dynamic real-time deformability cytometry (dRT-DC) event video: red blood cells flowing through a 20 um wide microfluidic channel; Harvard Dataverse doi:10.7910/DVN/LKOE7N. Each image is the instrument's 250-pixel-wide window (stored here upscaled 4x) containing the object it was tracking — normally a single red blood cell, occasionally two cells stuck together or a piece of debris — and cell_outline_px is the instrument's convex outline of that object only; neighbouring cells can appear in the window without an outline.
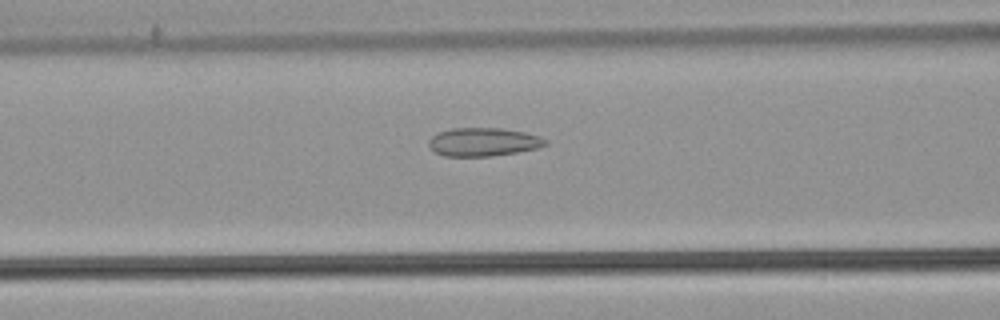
{"species": "common noctule bat (a hibernating species)", "species_latin": "Nyctalus noctula", "temperature_condition": "warm", "stored_images_in_passage": 40, "camera_frame_rate_fps": 3000, "um_per_image_px": 0.085, "animal": {"sex": "male", "body_mass_g": 21.5, "forearm_length_mm": 52.0}, "frame": {"image": 1, "passage_image": 13, "time_ms": 4.0, "image_size_px": [1000, 320], "cell_outline_px": [[548, 144], [536, 148], [516, 152], [488, 156], [444, 156], [436, 152], [428, 144], [428, 140], [432, 136], [440, 132], [452, 128], [500, 128], [524, 132], [548, 140]], "centroid_in_image_um": [41.06, 12.06], "position_along_channel_um": 125.5, "area_um2": 19.02}}
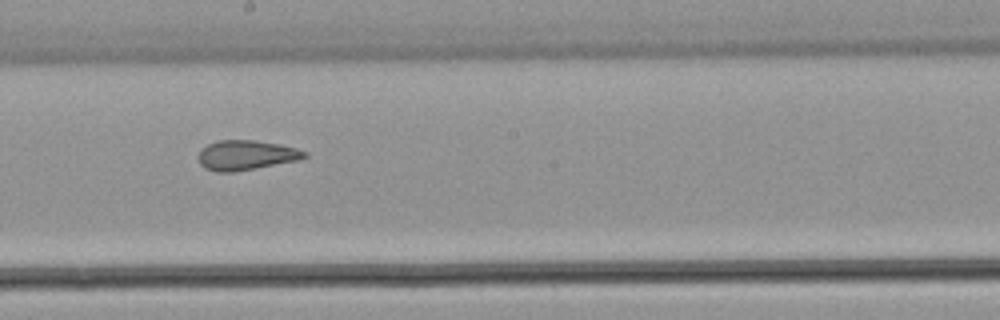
{"frame": {"image": 2, "passage_image": 21, "time_ms": 6.667, "image_size_px": [1000, 320], "cell_outline_px": [[308, 156], [296, 160], [236, 172], [216, 172], [204, 168], [200, 164], [196, 156], [208, 144], [216, 140], [252, 140], [280, 144], [296, 148], [308, 152]], "centroid_in_image_um": [20.89, 13.19], "position_along_channel_um": 227.3, "area_um2": 18.44}}
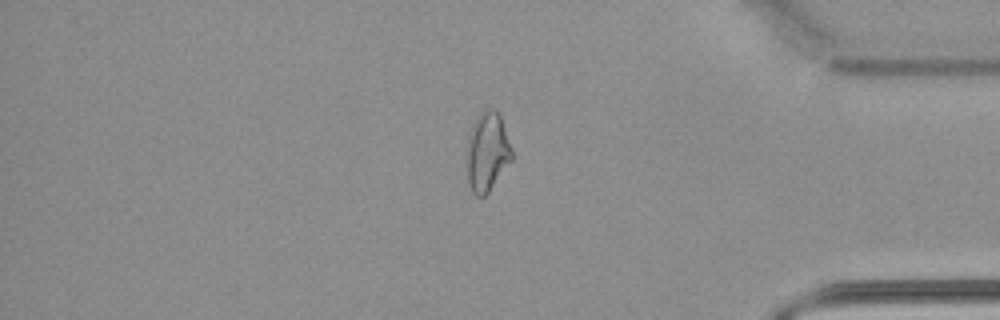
{"frame": {"image": 3, "passage_image": 36, "time_ms": 11.667, "image_size_px": [1000, 320], "cell_outline_px": [[512, 160], [488, 192], [484, 196], [476, 196], [472, 192], [468, 180], [468, 136], [472, 124], [488, 108], [492, 108], [500, 112], [512, 148]], "centroid_in_image_um": [41.45, 12.89], "position_along_channel_um": 393.8, "area_um2": 20.52}, "authors_computed_cell_mechanics": {"area_um2": 19.4497, "velocity_mm_per_s": 3.8221, "shape_relaxation_time_tau1_ms": null, "shape_relaxation_time_tau2_ms": 1.7646, "deformation_change_tau1": null, "deformation_change_tau2": 0.1022}}